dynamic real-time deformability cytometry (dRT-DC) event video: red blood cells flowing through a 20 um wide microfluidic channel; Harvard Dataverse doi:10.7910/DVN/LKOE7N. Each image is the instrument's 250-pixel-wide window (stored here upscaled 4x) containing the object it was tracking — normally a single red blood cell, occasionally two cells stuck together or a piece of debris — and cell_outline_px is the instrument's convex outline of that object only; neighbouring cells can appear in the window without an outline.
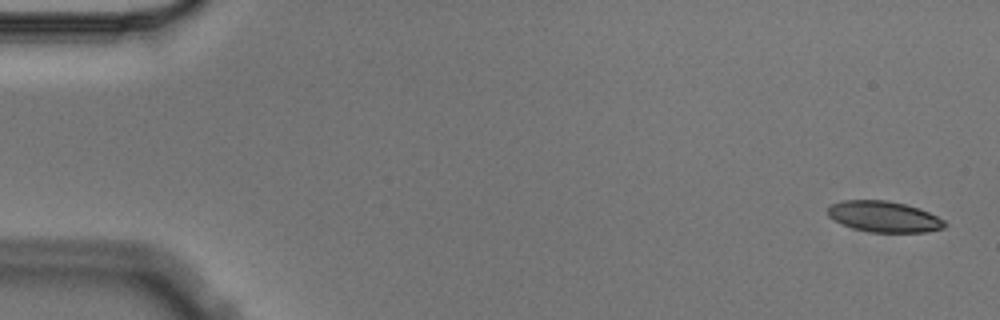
{"species": "Egyptian fruit bat (a non-hibernating species)", "species_latin": "Rousettus aegyptiacus", "temperature_condition": "cold", "stored_images_in_passage": 4, "camera_frame_rate_fps": 3000, "um_per_image_px": 0.085, "animal": {"sex": "male"}, "frame": {"image": 1, "passage_image": 1, "time_ms": 0.0, "image_size_px": [1000, 320], "cell_outline_px": [[948, 224], [944, 228], [928, 232], [868, 232], [852, 228], [840, 224], [828, 216], [828, 208], [832, 204], [840, 200], [888, 200], [904, 204], [928, 212], [944, 220]], "centroid_in_image_um": [75.12, 18.42], "position_along_channel_um": 9.9, "area_um2": 21.15}}
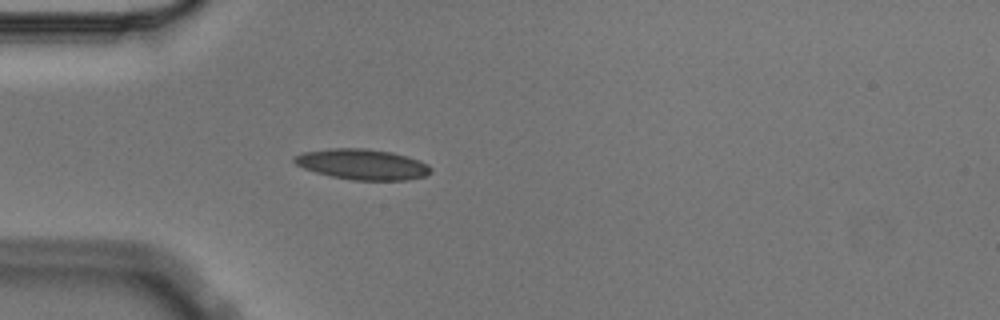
{"frame": {"image": 2, "passage_image": 4, "time_ms": 1.0, "image_size_px": [1000, 320], "cell_outline_px": [[432, 172], [424, 176], [408, 180], [352, 180], [332, 176], [316, 172], [304, 168], [296, 164], [292, 160], [292, 156], [304, 152], [332, 148], [364, 148], [392, 152], [420, 160], [428, 164], [432, 168]], "centroid_in_image_um": [30.82, 13.96], "position_along_channel_um": 54.2, "area_um2": 24.33}}